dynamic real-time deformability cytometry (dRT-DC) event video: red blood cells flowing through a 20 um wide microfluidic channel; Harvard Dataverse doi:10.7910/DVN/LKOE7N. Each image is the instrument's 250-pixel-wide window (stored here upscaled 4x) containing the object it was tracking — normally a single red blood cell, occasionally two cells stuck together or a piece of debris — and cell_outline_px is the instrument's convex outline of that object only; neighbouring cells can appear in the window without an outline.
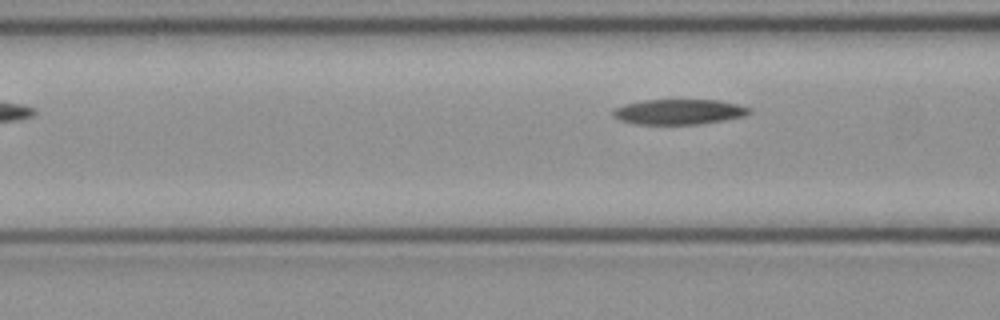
{"species": "common noctule bat (a hibernating species)", "species_latin": "Nyctalus noctula", "temperature_condition": "cold", "stored_images_in_passage": 4, "camera_frame_rate_fps": 3000, "um_per_image_px": 0.085, "animal": {"sex": "female", "body_mass_g": 21.9}, "frame": {"image": 1, "passage_image": 4, "time_ms": 1.0, "image_size_px": [1000, 320], "cell_outline_px": [[752, 112], [744, 116], [724, 120], [700, 124], [636, 124], [620, 120], [612, 116], [612, 108], [624, 104], [644, 100], [720, 100], [752, 108]], "centroid_in_image_um": [57.69, 9.5], "position_along_channel_um": 108.9, "area_um2": 20.17}}